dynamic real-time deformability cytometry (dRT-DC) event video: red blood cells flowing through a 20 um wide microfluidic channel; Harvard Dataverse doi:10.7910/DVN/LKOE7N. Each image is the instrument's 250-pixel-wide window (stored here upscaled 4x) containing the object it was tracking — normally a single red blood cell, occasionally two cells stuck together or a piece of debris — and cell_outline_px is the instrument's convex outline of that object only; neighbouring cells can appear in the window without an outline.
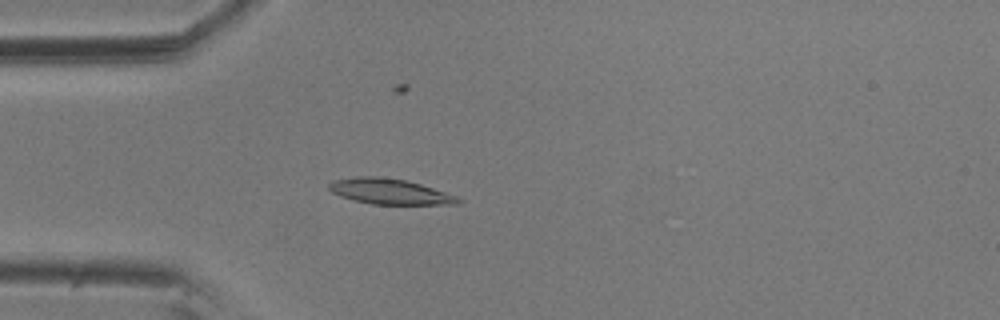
{"species": "common noctule bat (a hibernating species)", "species_latin": "Nyctalus noctula", "temperature_condition": "room temperature", "stored_images_in_passage": 5, "camera_frame_rate_fps": 3000, "um_per_image_px": 0.085, "animal": {"sex": "male", "body_mass_g": 20.5, "forearm_length_mm": 52.5}, "frame": {"image": 1, "passage_image": 4, "time_ms": 1.0, "image_size_px": [1000, 320], "cell_outline_px": [[464, 200], [460, 204], [372, 204], [340, 196], [332, 192], [328, 188], [328, 184], [332, 180], [356, 176], [380, 176], [404, 180], [420, 184], [456, 196]], "centroid_in_image_um": [33.1, 16.27], "position_along_channel_um": 51.9, "area_um2": 19.07}}